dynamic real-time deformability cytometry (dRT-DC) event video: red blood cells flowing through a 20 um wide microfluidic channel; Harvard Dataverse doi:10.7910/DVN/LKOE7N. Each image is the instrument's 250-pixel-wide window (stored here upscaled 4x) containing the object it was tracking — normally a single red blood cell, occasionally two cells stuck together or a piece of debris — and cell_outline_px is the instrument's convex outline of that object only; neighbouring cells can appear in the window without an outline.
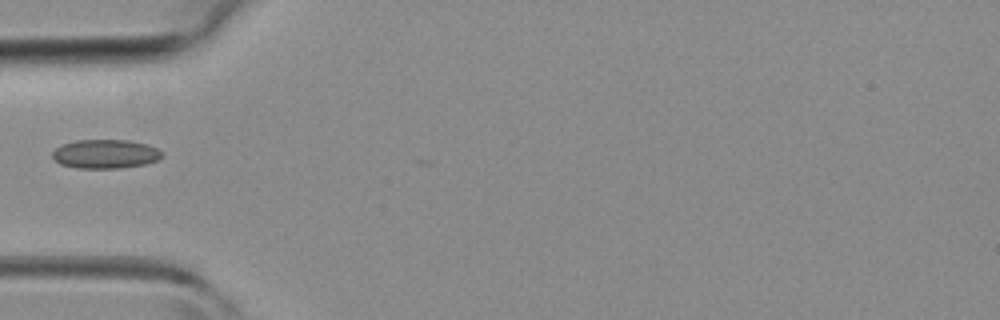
{"species": "common noctule bat (a hibernating species)", "species_latin": "Nyctalus noctula", "temperature_condition": "room temperature", "stored_images_in_passage": 7, "camera_frame_rate_fps": 3000, "um_per_image_px": 0.085, "animal": {"sex": "female", "body_mass_g": 19.3, "forearm_length_mm": 54.1}, "frame": {"image": 1, "passage_image": 1, "time_ms": 0.0, "image_size_px": [1000, 320], "cell_outline_px": [[164, 156], [156, 160], [144, 164], [120, 168], [76, 168], [60, 164], [52, 156], [52, 152], [56, 148], [64, 144], [76, 140], [128, 140], [148, 144], [164, 152]], "centroid_in_image_um": [8.98, 13.08], "position_along_channel_um": 76.0, "area_um2": 18.5}}
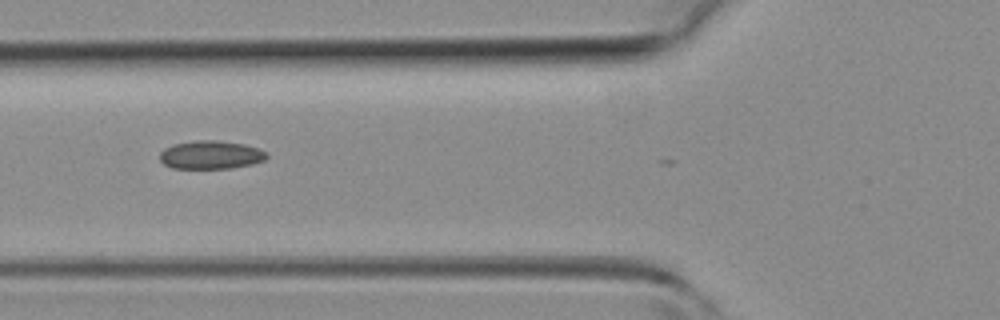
{"frame": {"image": 2, "passage_image": 3, "time_ms": 0.667, "image_size_px": [1000, 320], "cell_outline_px": [[268, 156], [264, 160], [252, 164], [232, 168], [172, 168], [164, 164], [160, 160], [160, 152], [164, 148], [172, 144], [196, 140], [216, 140], [244, 144], [268, 152]], "centroid_in_image_um": [17.91, 13.16], "position_along_channel_um": 107.9, "area_um2": 17.69}}
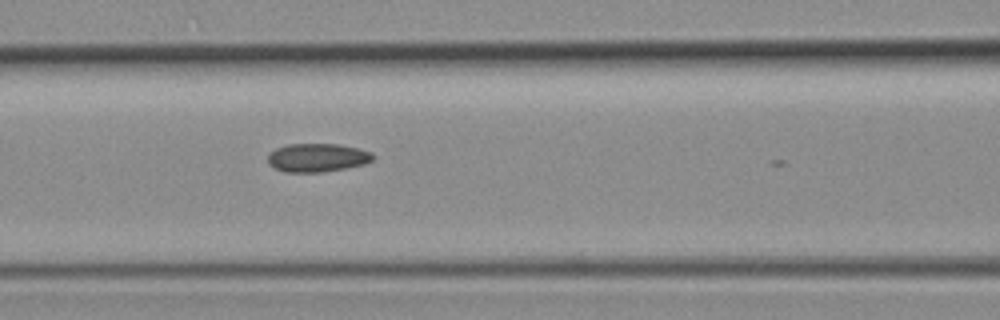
{"frame": {"image": 3, "passage_image": 5, "time_ms": 1.333, "image_size_px": [1000, 320], "cell_outline_px": [[376, 156], [372, 160], [364, 164], [344, 168], [320, 172], [284, 172], [272, 168], [268, 164], [268, 156], [276, 148], [288, 144], [336, 144], [356, 148], [372, 152]], "centroid_in_image_um": [26.95, 13.4], "position_along_channel_um": 139.7, "area_um2": 17.4}}